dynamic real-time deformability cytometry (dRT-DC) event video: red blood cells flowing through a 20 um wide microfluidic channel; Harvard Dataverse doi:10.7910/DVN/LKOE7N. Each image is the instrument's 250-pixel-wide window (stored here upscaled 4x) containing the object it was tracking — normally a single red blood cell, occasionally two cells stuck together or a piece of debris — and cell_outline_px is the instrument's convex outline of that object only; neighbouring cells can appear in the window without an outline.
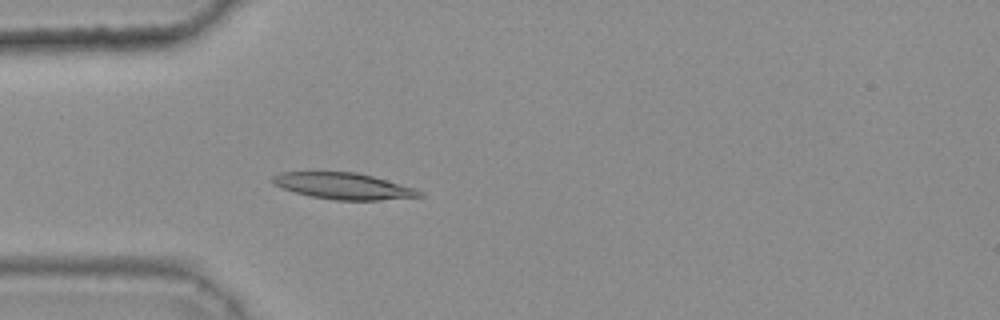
{"species": "common noctule bat (a hibernating species)", "species_latin": "Nyctalus noctula", "temperature_condition": "warm", "stored_images_in_passage": 39, "camera_frame_rate_fps": 3000, "um_per_image_px": 0.085, "animal": {"sex": "female", "body_mass_g": 25.1}, "frame": {"image": 1, "passage_image": 10, "time_ms": 3.0, "image_size_px": [1000, 320], "cell_outline_px": [[424, 196], [380, 200], [336, 200], [312, 196], [296, 192], [272, 184], [268, 180], [272, 176], [280, 172], [356, 172], [372, 176], [412, 188], [424, 192]], "centroid_in_image_um": [29.14, 15.81], "position_along_channel_um": 55.9, "area_um2": 22.31}}
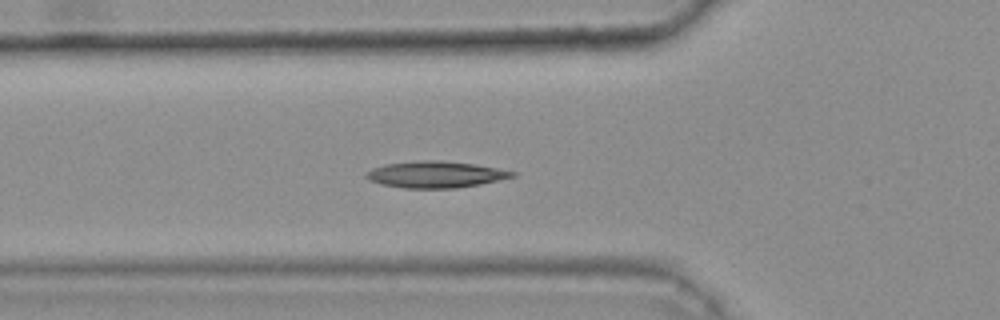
{"frame": {"image": 2, "passage_image": 13, "time_ms": 4.0, "image_size_px": [1000, 320], "cell_outline_px": [[516, 176], [480, 184], [456, 188], [404, 188], [380, 184], [368, 180], [364, 176], [364, 172], [372, 168], [384, 164], [424, 160], [440, 160], [476, 164], [516, 172]], "centroid_in_image_um": [36.97, 14.83], "position_along_channel_um": 88.8, "area_um2": 22.66}}
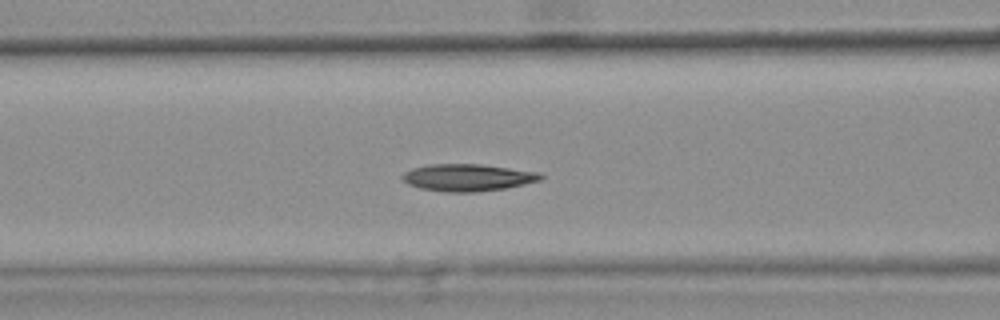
{"frame": {"image": 3, "passage_image": 16, "time_ms": 5.0, "image_size_px": [1000, 320], "cell_outline_px": [[544, 176], [540, 180], [508, 188], [476, 192], [444, 192], [420, 188], [408, 184], [400, 176], [404, 172], [412, 168], [428, 164], [480, 164], [540, 172]], "centroid_in_image_um": [39.75, 15.09], "position_along_channel_um": 126.9, "area_um2": 21.96}, "authors_computed_cell_mechanics": {"area_um2": 21.7328, "velocity_mm_per_s": 3.7726, "shape_relaxation_time_tau1_ms": 9.7826, "shape_relaxation_time_tau2_ms": 3.0584, "deformation_change_tau1": 0.1912, "deformation_change_tau2": 0.0814}}